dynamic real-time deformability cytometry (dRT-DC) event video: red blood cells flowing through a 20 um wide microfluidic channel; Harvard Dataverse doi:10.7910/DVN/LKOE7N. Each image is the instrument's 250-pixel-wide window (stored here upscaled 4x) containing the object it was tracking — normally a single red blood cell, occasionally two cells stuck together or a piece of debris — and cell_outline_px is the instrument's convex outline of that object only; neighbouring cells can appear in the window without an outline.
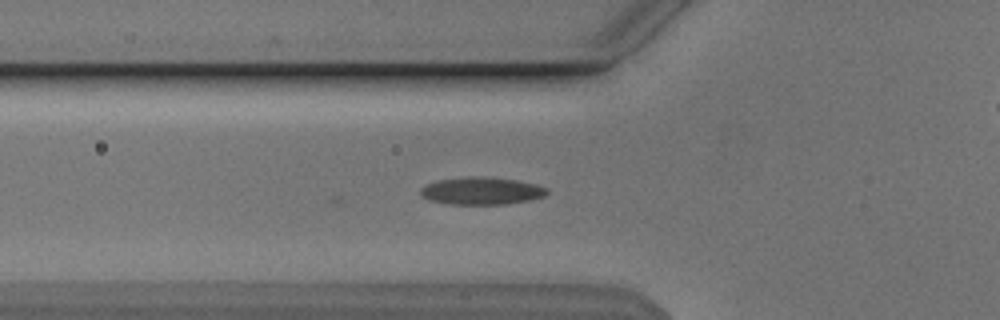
{"species": "Egyptian fruit bat (a non-hibernating species)", "species_latin": "Rousettus aegyptiacus", "temperature_condition": "cold", "stored_images_in_passage": 37, "camera_frame_rate_fps": 3000, "um_per_image_px": 0.085, "animal": {"sex": "male"}, "frame": {"image": 1, "passage_image": 2, "time_ms": 0.333, "image_size_px": [1000, 320], "cell_outline_px": [[548, 192], [544, 196], [528, 200], [504, 204], [448, 204], [428, 200], [420, 196], [420, 188], [424, 184], [436, 180], [468, 176], [484, 176], [516, 180], [548, 188]], "centroid_in_image_um": [40.84, 16.22], "position_along_channel_um": 85.0, "area_um2": 20.35}}
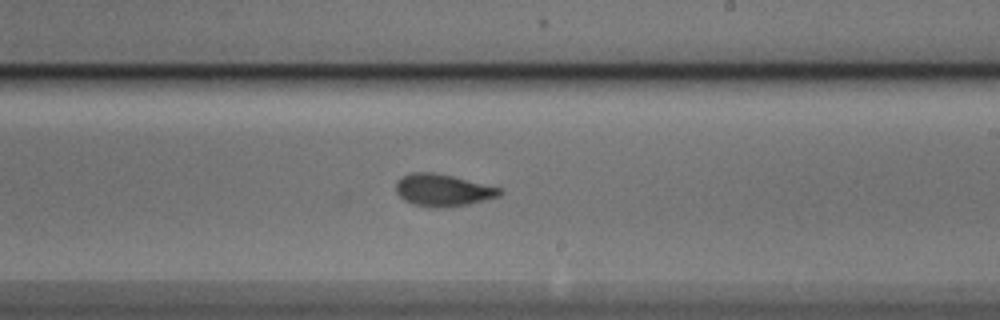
{"frame": {"image": 2, "passage_image": 15, "time_ms": 4.667, "image_size_px": [1000, 320], "cell_outline_px": [[500, 196], [468, 204], [440, 208], [428, 208], [412, 204], [404, 200], [396, 192], [396, 180], [412, 172], [432, 172], [452, 176], [500, 188]], "centroid_in_image_um": [37.58, 16.18], "position_along_channel_um": 251.4, "area_um2": 19.31}}
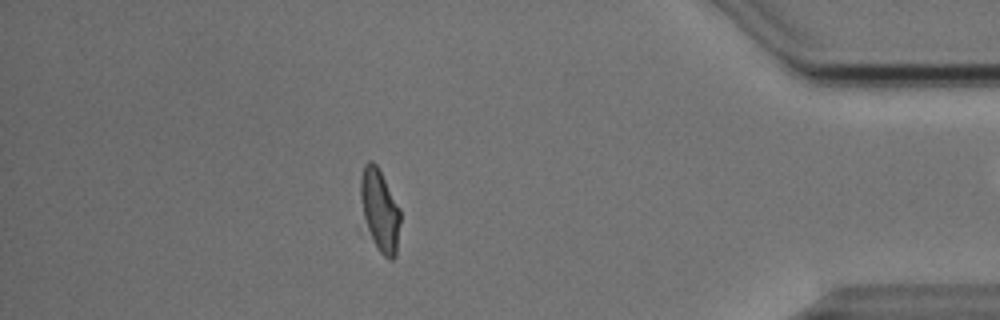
{"frame": {"image": 3, "passage_image": 30, "time_ms": 9.667, "image_size_px": [1000, 320], "cell_outline_px": [[400, 220], [396, 256], [392, 260], [388, 260], [380, 252], [364, 228], [360, 196], [360, 176], [364, 164], [368, 160], [372, 160], [376, 164], [400, 208]], "centroid_in_image_um": [32.25, 17.89], "position_along_channel_um": 402.9, "area_um2": 19.36}, "authors_computed_cell_mechanics": {"area_um2": 19.1896, "velocity_mm_per_s": 3.8259, "shape_relaxation_time_tau1_ms": null, "shape_relaxation_time_tau2_ms": 1.1298, "deformation_change_tau1": null, "deformation_change_tau2": 0.0642}}